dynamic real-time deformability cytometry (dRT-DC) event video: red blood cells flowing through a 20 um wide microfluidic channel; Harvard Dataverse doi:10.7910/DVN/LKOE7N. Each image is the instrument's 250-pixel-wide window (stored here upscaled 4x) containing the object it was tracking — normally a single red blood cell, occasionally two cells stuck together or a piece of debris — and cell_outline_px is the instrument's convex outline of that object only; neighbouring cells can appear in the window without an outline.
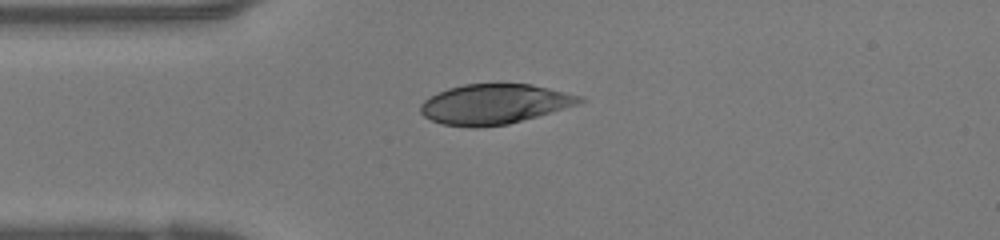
{"species": "human", "species_latin": "Homo sapiens", "temperature_condition": "warm", "stored_images_in_passage": 31, "camera_frame_rate_fps": 3000, "um_per_image_px": 0.085, "donor": {"sex": "female"}, "frame": {"image": 1, "passage_image": 1, "time_ms": 0.0, "image_size_px": [1000, 240], "cell_outline_px": [[584, 100], [576, 104], [536, 116], [508, 124], [476, 128], [468, 128], [440, 124], [424, 116], [420, 112], [420, 104], [424, 100], [436, 92], [448, 88], [464, 84], [532, 84], [584, 96]], "centroid_in_image_um": [41.96, 8.85], "position_along_channel_um": 43.0, "area_um2": 37.05}}
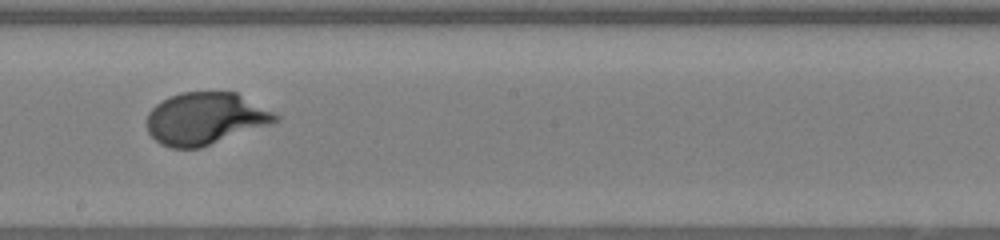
{"frame": {"image": 2, "passage_image": 13, "time_ms": 4.0, "image_size_px": [1000, 240], "cell_outline_px": [[280, 120], [272, 124], [200, 148], [172, 148], [160, 144], [148, 132], [148, 112], [160, 100], [168, 96], [180, 92], [236, 92], [280, 116]], "centroid_in_image_um": [17.45, 10.08], "position_along_channel_um": 230.8, "area_um2": 39.07}}
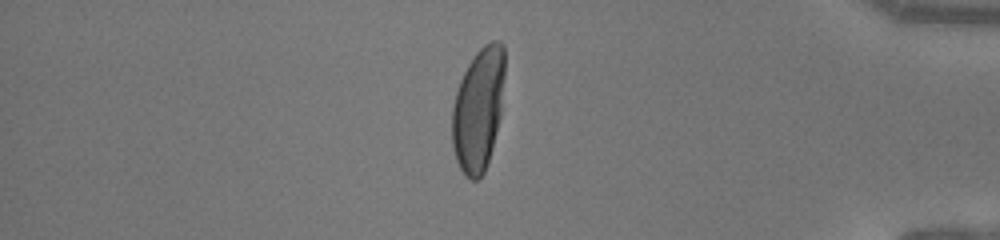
{"frame": {"image": 3, "passage_image": 25, "time_ms": 8.0, "image_size_px": [1000, 240], "cell_outline_px": [[504, 76], [500, 116], [488, 164], [480, 180], [472, 180], [464, 176], [456, 160], [452, 144], [452, 108], [456, 92], [460, 80], [468, 64], [476, 52], [484, 44], [492, 40], [500, 40], [504, 44]], "centroid_in_image_um": [40.65, 9.3], "position_along_channel_um": 394.5, "area_um2": 38.03}}